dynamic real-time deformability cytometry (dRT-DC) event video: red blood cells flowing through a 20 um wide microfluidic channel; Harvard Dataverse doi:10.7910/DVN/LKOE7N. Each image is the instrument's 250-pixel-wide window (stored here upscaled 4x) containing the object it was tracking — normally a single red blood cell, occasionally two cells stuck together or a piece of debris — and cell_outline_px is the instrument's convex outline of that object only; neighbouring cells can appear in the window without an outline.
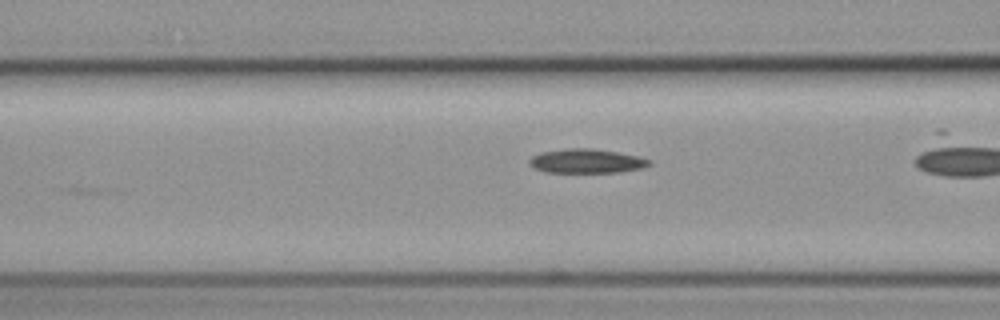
{"species": "common noctule bat (a hibernating species)", "species_latin": "Nyctalus noctula", "temperature_condition": "cold", "stored_images_in_passage": 7, "camera_frame_rate_fps": 3000, "um_per_image_px": 0.085, "animal": {"sex": "female", "body_mass_g": 19.3, "forearm_length_mm": 54.1}, "frame": {"image": 1, "passage_image": 6, "time_ms": 7.0, "image_size_px": [1000, 320], "cell_outline_px": [[652, 164], [644, 168], [620, 172], [544, 172], [528, 164], [528, 160], [532, 156], [540, 152], [568, 148], [592, 148], [640, 156], [652, 160]], "centroid_in_image_um": [49.88, 13.69], "position_along_channel_um": 116.7, "area_um2": 17.05}}